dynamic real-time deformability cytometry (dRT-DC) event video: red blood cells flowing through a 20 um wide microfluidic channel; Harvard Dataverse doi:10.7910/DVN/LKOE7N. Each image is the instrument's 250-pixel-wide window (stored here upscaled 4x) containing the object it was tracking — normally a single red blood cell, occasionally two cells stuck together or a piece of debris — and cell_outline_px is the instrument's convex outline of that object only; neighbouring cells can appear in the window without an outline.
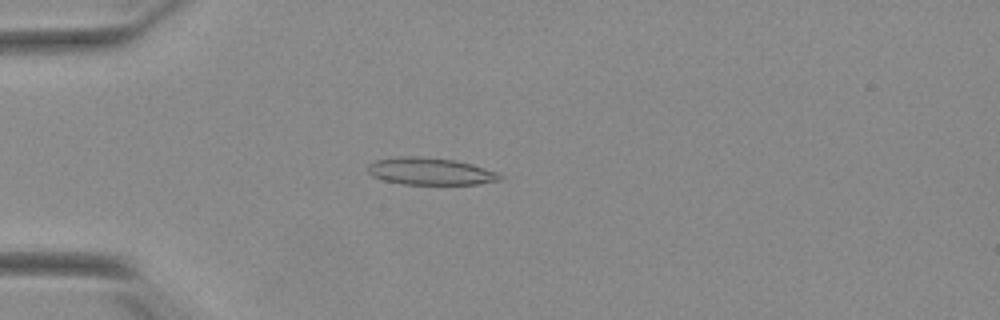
{"species": "Egyptian fruit bat (a non-hibernating species)", "species_latin": "Rousettus aegyptiacus", "temperature_condition": "warm", "stored_images_in_passage": 28, "camera_frame_rate_fps": 3000, "um_per_image_px": 0.085, "animal": {"sex": "female"}, "frame": {"image": 1, "passage_image": 14, "time_ms": 4.333, "image_size_px": [1000, 320], "cell_outline_px": [[504, 176], [500, 180], [480, 184], [404, 184], [384, 180], [372, 176], [368, 172], [368, 164], [376, 160], [400, 156], [420, 156], [456, 160], [472, 164], [496, 172]], "centroid_in_image_um": [36.58, 14.56], "position_along_channel_um": 48.4, "area_um2": 20.92}}
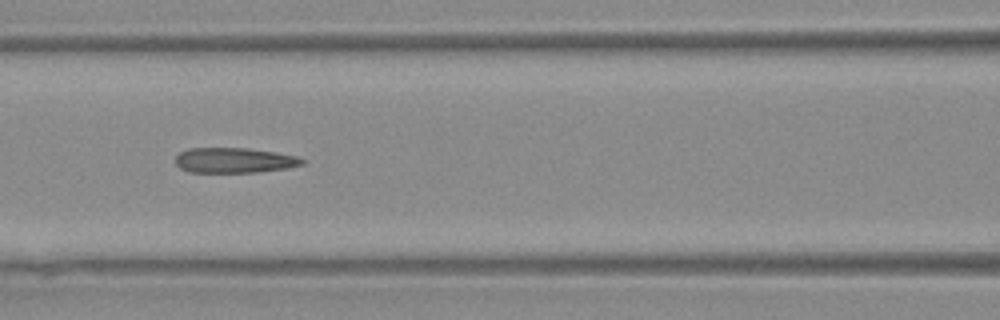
{"frame": {"image": 2, "passage_image": 23, "time_ms": 7.333, "image_size_px": [1000, 320], "cell_outline_px": [[304, 164], [288, 168], [256, 172], [188, 172], [180, 168], [176, 164], [176, 156], [180, 152], [188, 148], [248, 148], [296, 156], [304, 160]], "centroid_in_image_um": [19.88, 13.63], "position_along_channel_um": 146.7, "area_um2": 18.5}}
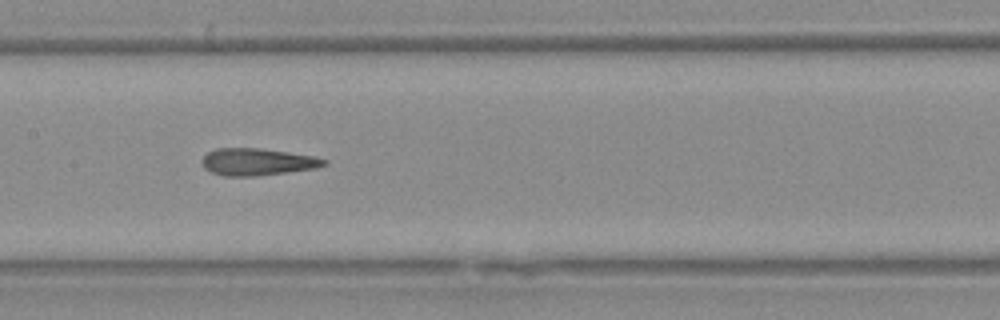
{"frame": {"image": 3, "passage_image": 26, "time_ms": 8.333, "image_size_px": [1000, 320], "cell_outline_px": [[328, 164], [316, 168], [252, 176], [224, 176], [212, 172], [204, 168], [204, 156], [208, 152], [216, 148], [260, 148], [316, 156], [328, 160]], "centroid_in_image_um": [21.92, 13.75], "position_along_channel_um": 185.5, "area_um2": 19.07}}